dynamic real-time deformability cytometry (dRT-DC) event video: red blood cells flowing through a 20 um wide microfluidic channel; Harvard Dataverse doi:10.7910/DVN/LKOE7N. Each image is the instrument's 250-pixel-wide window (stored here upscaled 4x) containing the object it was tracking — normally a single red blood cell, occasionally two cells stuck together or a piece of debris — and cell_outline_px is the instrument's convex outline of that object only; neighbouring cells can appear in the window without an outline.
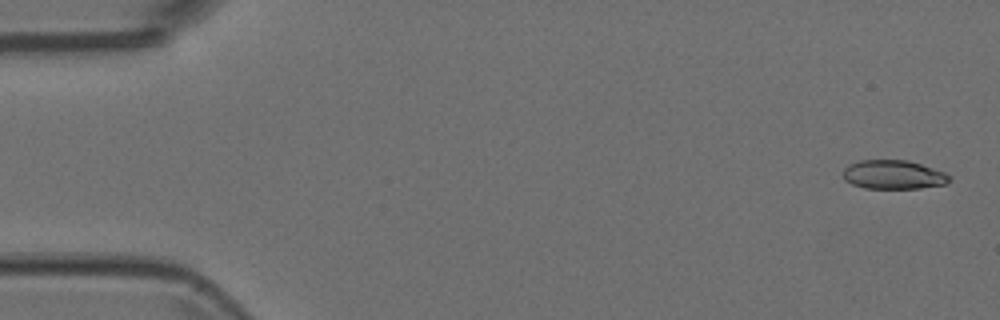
{"species": "Egyptian fruit bat (a non-hibernating species)", "species_latin": "Rousettus aegyptiacus", "temperature_condition": "room temperature", "stored_images_in_passage": 5, "camera_frame_rate_fps": 3000, "um_per_image_px": 0.085, "animal": {"sex": "female"}, "frame": {"image": 1, "passage_image": 1, "time_ms": 0.0, "image_size_px": [1000, 320], "cell_outline_px": [[952, 180], [948, 184], [920, 188], [864, 188], [852, 184], [844, 180], [844, 168], [848, 164], [860, 160], [908, 160], [944, 172], [952, 176]], "centroid_in_image_um": [75.97, 14.85], "position_along_channel_um": 9.0, "area_um2": 18.03}}
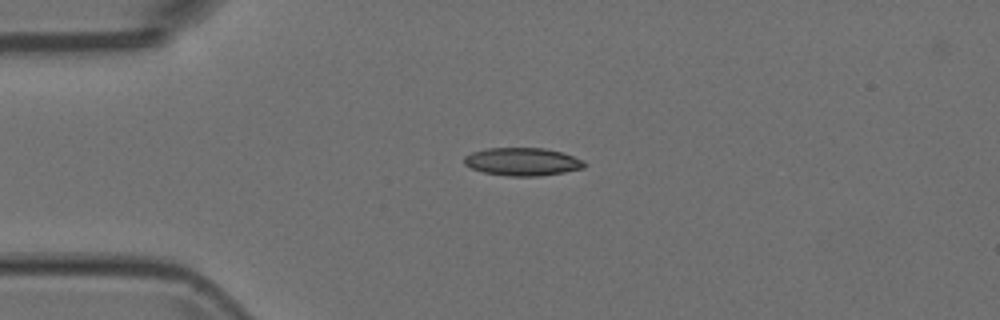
{"frame": {"image": 2, "passage_image": 4, "time_ms": 1.0, "image_size_px": [1000, 320], "cell_outline_px": [[588, 164], [584, 168], [564, 172], [536, 176], [508, 176], [484, 172], [472, 168], [464, 164], [464, 156], [472, 152], [488, 148], [544, 148], [560, 152], [584, 160]], "centroid_in_image_um": [44.42, 13.74], "position_along_channel_um": 40.6, "area_um2": 19.48}}